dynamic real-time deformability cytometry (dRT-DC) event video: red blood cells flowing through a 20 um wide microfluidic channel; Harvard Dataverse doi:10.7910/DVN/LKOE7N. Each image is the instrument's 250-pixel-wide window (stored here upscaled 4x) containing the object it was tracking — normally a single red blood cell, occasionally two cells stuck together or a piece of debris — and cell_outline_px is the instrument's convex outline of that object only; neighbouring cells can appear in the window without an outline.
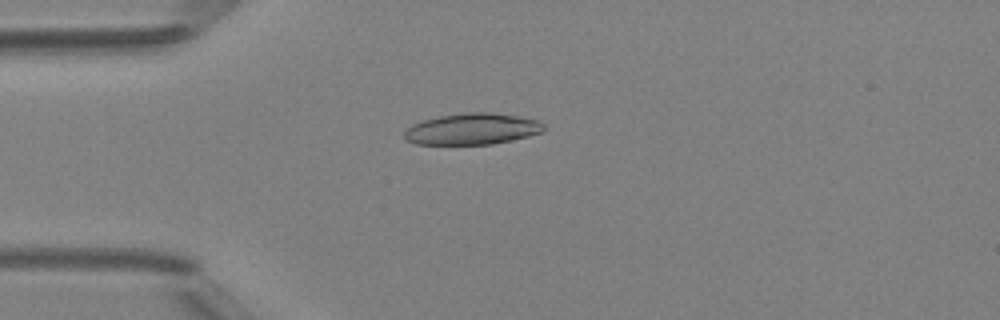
{"species": "Egyptian fruit bat (a non-hibernating species)", "species_latin": "Rousettus aegyptiacus", "temperature_condition": "room temperature", "stored_images_in_passage": 47, "camera_frame_rate_fps": 3000, "um_per_image_px": 0.085, "animal": {"sex": "female"}, "frame": {"image": 1, "passage_image": 11, "time_ms": 3.333, "image_size_px": [1000, 320], "cell_outline_px": [[544, 132], [512, 140], [492, 144], [416, 144], [404, 140], [404, 132], [412, 124], [424, 120], [440, 116], [464, 112], [492, 112], [516, 116], [536, 120], [544, 124]], "centroid_in_image_um": [40.12, 10.96], "position_along_channel_um": 44.9, "area_um2": 25.43}}
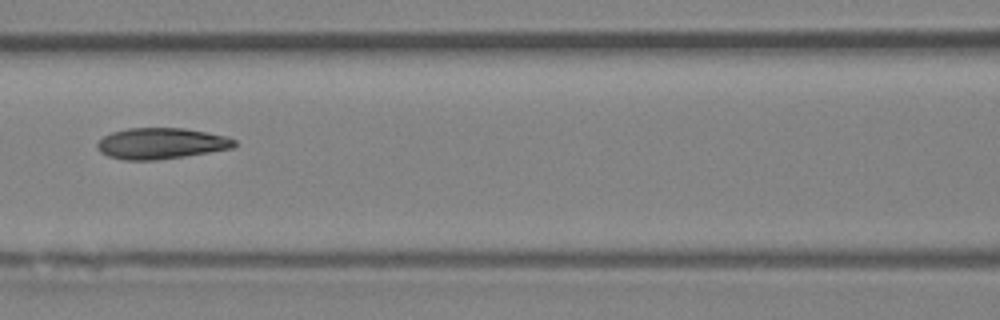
{"frame": {"image": 2, "passage_image": 20, "time_ms": 6.333, "image_size_px": [1000, 320], "cell_outline_px": [[236, 144], [232, 148], [184, 156], [156, 160], [124, 160], [108, 156], [100, 152], [96, 148], [96, 144], [104, 136], [112, 132], [128, 128], [184, 128], [224, 136], [236, 140]], "centroid_in_image_um": [13.64, 12.19], "position_along_channel_um": 153.0, "area_um2": 24.62}}
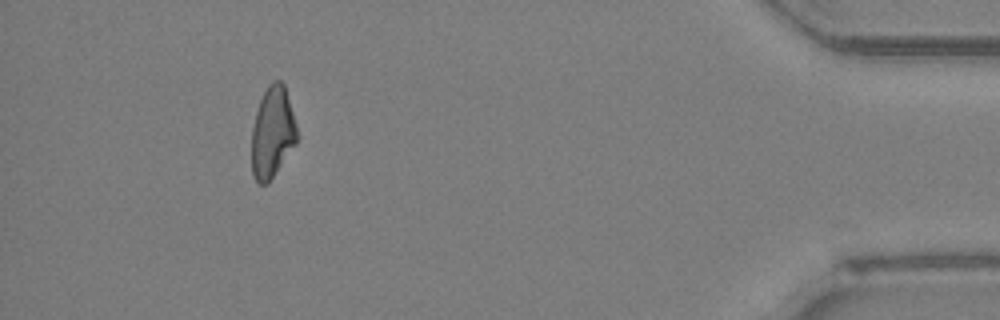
{"frame": {"image": 3, "passage_image": 43, "time_ms": 14.0, "image_size_px": [1000, 320], "cell_outline_px": [[300, 136], [296, 144], [268, 184], [260, 184], [252, 176], [252, 128], [256, 112], [260, 100], [268, 84], [272, 80], [280, 80], [284, 84]], "centroid_in_image_um": [23.17, 11.26], "position_along_channel_um": 412.0, "area_um2": 24.33}, "authors_computed_cell_mechanics": {"area_um2": 24.854, "velocity_mm_per_s": 4.2151, "shape_relaxation_time_tau1_ms": 8.7911, "shape_relaxation_time_tau2_ms": 2.7883, "deformation_change_tau1": 0.2363, "deformation_change_tau2": 0.1091}}